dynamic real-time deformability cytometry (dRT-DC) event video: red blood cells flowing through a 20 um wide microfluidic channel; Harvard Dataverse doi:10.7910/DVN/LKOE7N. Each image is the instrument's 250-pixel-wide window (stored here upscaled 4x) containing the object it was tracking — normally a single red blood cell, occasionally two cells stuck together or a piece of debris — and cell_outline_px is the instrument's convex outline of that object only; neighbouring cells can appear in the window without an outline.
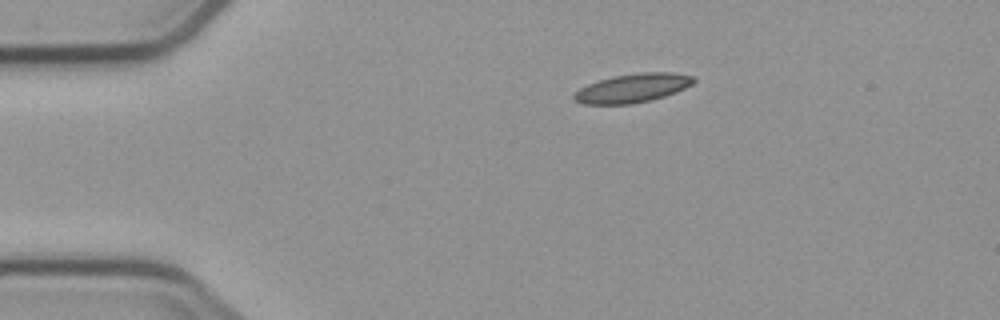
{"species": "common noctule bat (a hibernating species)", "species_latin": "Nyctalus noctula", "temperature_condition": "cold", "stored_images_in_passage": 3, "camera_frame_rate_fps": 3000, "um_per_image_px": 0.085, "animal": {"sex": "male", "body_mass_g": 23.1, "forearm_length_mm": 52.7}, "frame": {"image": 1, "passage_image": 3, "time_ms": 5.0, "image_size_px": [1000, 320], "cell_outline_px": [[696, 80], [692, 84], [676, 92], [652, 100], [632, 104], [584, 104], [572, 100], [572, 96], [580, 88], [596, 80], [612, 76], [640, 72], [672, 72], [692, 76]], "centroid_in_image_um": [53.74, 7.48], "position_along_channel_um": 31.3, "area_um2": 20.23}}